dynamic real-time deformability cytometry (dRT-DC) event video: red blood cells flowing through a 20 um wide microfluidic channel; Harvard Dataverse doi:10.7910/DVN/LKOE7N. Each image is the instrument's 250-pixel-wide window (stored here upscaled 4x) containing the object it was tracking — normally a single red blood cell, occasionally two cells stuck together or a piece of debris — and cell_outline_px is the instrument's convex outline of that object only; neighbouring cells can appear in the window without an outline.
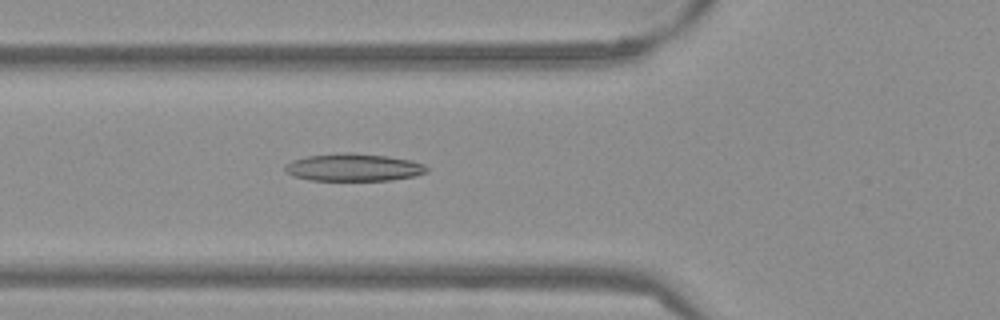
{"species": "Egyptian fruit bat (a non-hibernating species)", "species_latin": "Rousettus aegyptiacus", "temperature_condition": "warm", "stored_images_in_passage": 52, "camera_frame_rate_fps": 3000, "um_per_image_px": 0.085, "frame": {"image": 1, "passage_image": 19, "time_ms": 6.0, "image_size_px": [1000, 320], "cell_outline_px": [[428, 172], [416, 176], [392, 180], [308, 180], [292, 176], [284, 168], [284, 164], [292, 160], [308, 156], [344, 152], [352, 152], [388, 156], [412, 160], [424, 164], [428, 168]], "centroid_in_image_um": [30.08, 14.22], "position_along_channel_um": 95.7, "area_um2": 22.95}}
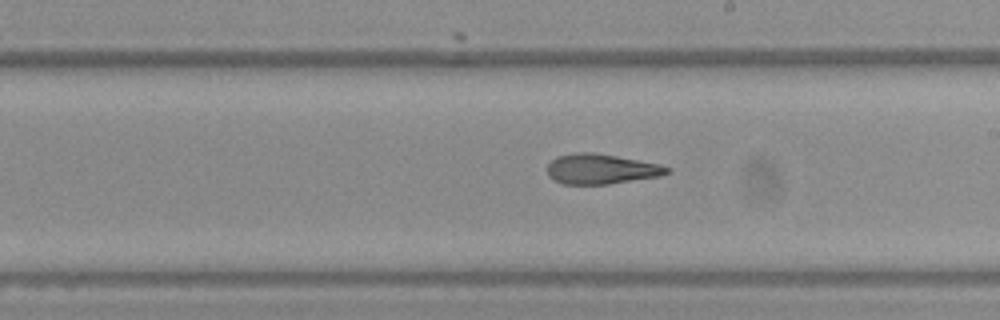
{"frame": {"image": 2, "passage_image": 30, "time_ms": 9.667, "image_size_px": [1000, 320], "cell_outline_px": [[672, 172], [660, 176], [608, 184], [560, 184], [548, 176], [548, 164], [556, 156], [576, 152], [592, 152], [616, 156], [660, 164], [672, 168]], "centroid_in_image_um": [51.1, 14.37], "position_along_channel_um": 237.9, "area_um2": 21.1}}
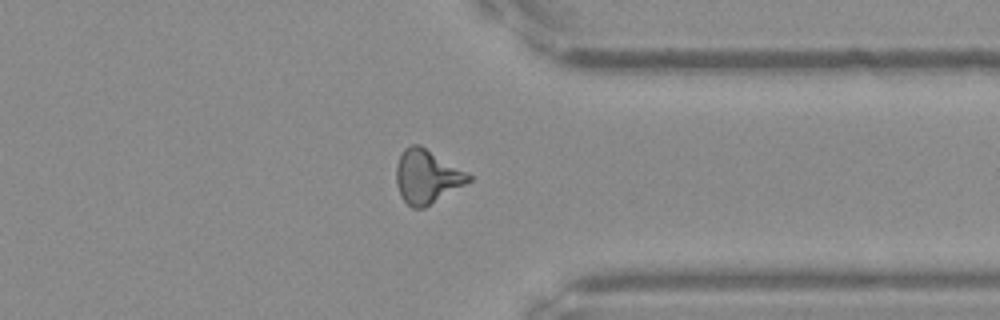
{"frame": {"image": 3, "passage_image": 41, "time_ms": 13.333, "image_size_px": [1000, 320], "cell_outline_px": [[472, 180], [424, 208], [412, 208], [400, 196], [396, 184], [396, 164], [400, 152], [404, 148], [412, 144], [420, 144], [468, 172], [472, 176]], "centroid_in_image_um": [36.27, 14.99], "position_along_channel_um": 375.1, "area_um2": 22.83}, "authors_computed_cell_mechanics": {"area_um2": 21.9929, "velocity_mm_per_s": 3.854, "shape_relaxation_time_tau1_ms": 10.7855, "shape_relaxation_time_tau2_ms": 5.0699, "deformation_change_tau1": 0.2662, "deformation_change_tau2": 0.1504}}